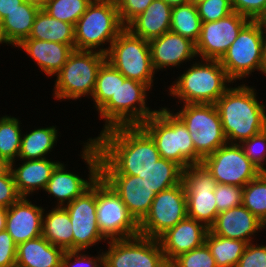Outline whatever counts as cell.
Listing matches in <instances>:
<instances>
[{
    "label": "cell",
    "instance_id": "6da1fadb",
    "mask_svg": "<svg viewBox=\"0 0 266 267\" xmlns=\"http://www.w3.org/2000/svg\"><path fill=\"white\" fill-rule=\"evenodd\" d=\"M100 152V175L137 176L161 156L151 136L140 126H117L91 136Z\"/></svg>",
    "mask_w": 266,
    "mask_h": 267
},
{
    "label": "cell",
    "instance_id": "7a4b0ae2",
    "mask_svg": "<svg viewBox=\"0 0 266 267\" xmlns=\"http://www.w3.org/2000/svg\"><path fill=\"white\" fill-rule=\"evenodd\" d=\"M233 85L215 105L227 142L240 144L266 129V103L258 100L255 86L247 82Z\"/></svg>",
    "mask_w": 266,
    "mask_h": 267
},
{
    "label": "cell",
    "instance_id": "3957f363",
    "mask_svg": "<svg viewBox=\"0 0 266 267\" xmlns=\"http://www.w3.org/2000/svg\"><path fill=\"white\" fill-rule=\"evenodd\" d=\"M189 66V67H188ZM168 86V96L178 104H215L234 83L219 60L196 58Z\"/></svg>",
    "mask_w": 266,
    "mask_h": 267
},
{
    "label": "cell",
    "instance_id": "277c9868",
    "mask_svg": "<svg viewBox=\"0 0 266 267\" xmlns=\"http://www.w3.org/2000/svg\"><path fill=\"white\" fill-rule=\"evenodd\" d=\"M170 109L168 105L159 107L140 126L154 140L161 158L175 162L183 170L202 163L203 158L195 151L189 131Z\"/></svg>",
    "mask_w": 266,
    "mask_h": 267
},
{
    "label": "cell",
    "instance_id": "5b68a950",
    "mask_svg": "<svg viewBox=\"0 0 266 267\" xmlns=\"http://www.w3.org/2000/svg\"><path fill=\"white\" fill-rule=\"evenodd\" d=\"M125 28L115 0H92L74 25L75 50L106 54Z\"/></svg>",
    "mask_w": 266,
    "mask_h": 267
},
{
    "label": "cell",
    "instance_id": "8992f818",
    "mask_svg": "<svg viewBox=\"0 0 266 267\" xmlns=\"http://www.w3.org/2000/svg\"><path fill=\"white\" fill-rule=\"evenodd\" d=\"M152 90L144 83L128 79L119 72V87L115 95L97 112L104 122L101 131L117 126L141 125L157 109L147 104Z\"/></svg>",
    "mask_w": 266,
    "mask_h": 267
},
{
    "label": "cell",
    "instance_id": "52a82bcc",
    "mask_svg": "<svg viewBox=\"0 0 266 267\" xmlns=\"http://www.w3.org/2000/svg\"><path fill=\"white\" fill-rule=\"evenodd\" d=\"M106 55L97 51L75 50L55 75L53 98L56 101H77L91 98L96 78Z\"/></svg>",
    "mask_w": 266,
    "mask_h": 267
},
{
    "label": "cell",
    "instance_id": "ba28073f",
    "mask_svg": "<svg viewBox=\"0 0 266 267\" xmlns=\"http://www.w3.org/2000/svg\"><path fill=\"white\" fill-rule=\"evenodd\" d=\"M79 157L82 158L87 165V178L83 175H77L75 171L68 170V163H59L47 183L45 194L51 199L54 198L55 205L52 207H64L72 202L75 198L81 196L90 188L93 182L100 175V152L96 144L92 140H83ZM82 153V154H81ZM87 163V164H86ZM48 194H47V193Z\"/></svg>",
    "mask_w": 266,
    "mask_h": 267
},
{
    "label": "cell",
    "instance_id": "9c48e42d",
    "mask_svg": "<svg viewBox=\"0 0 266 267\" xmlns=\"http://www.w3.org/2000/svg\"><path fill=\"white\" fill-rule=\"evenodd\" d=\"M105 55L106 60L126 78L142 82L152 90L157 73L152 66L149 41L125 28Z\"/></svg>",
    "mask_w": 266,
    "mask_h": 267
},
{
    "label": "cell",
    "instance_id": "30bf717a",
    "mask_svg": "<svg viewBox=\"0 0 266 267\" xmlns=\"http://www.w3.org/2000/svg\"><path fill=\"white\" fill-rule=\"evenodd\" d=\"M178 107L177 112L174 107L171 111L186 126L195 151L203 159L228 143L215 104H179Z\"/></svg>",
    "mask_w": 266,
    "mask_h": 267
},
{
    "label": "cell",
    "instance_id": "8fae6325",
    "mask_svg": "<svg viewBox=\"0 0 266 267\" xmlns=\"http://www.w3.org/2000/svg\"><path fill=\"white\" fill-rule=\"evenodd\" d=\"M264 37L265 31L255 21H249L219 60L234 83L246 82L256 71L260 74Z\"/></svg>",
    "mask_w": 266,
    "mask_h": 267
},
{
    "label": "cell",
    "instance_id": "7c38bea8",
    "mask_svg": "<svg viewBox=\"0 0 266 267\" xmlns=\"http://www.w3.org/2000/svg\"><path fill=\"white\" fill-rule=\"evenodd\" d=\"M96 217L99 231L107 241L140 235L139 223L100 175L96 179Z\"/></svg>",
    "mask_w": 266,
    "mask_h": 267
},
{
    "label": "cell",
    "instance_id": "4fadbf2b",
    "mask_svg": "<svg viewBox=\"0 0 266 267\" xmlns=\"http://www.w3.org/2000/svg\"><path fill=\"white\" fill-rule=\"evenodd\" d=\"M187 198V216L210 228L218 215L214 189L217 181L203 163L192 164L182 172Z\"/></svg>",
    "mask_w": 266,
    "mask_h": 267
},
{
    "label": "cell",
    "instance_id": "5bb4252c",
    "mask_svg": "<svg viewBox=\"0 0 266 267\" xmlns=\"http://www.w3.org/2000/svg\"><path fill=\"white\" fill-rule=\"evenodd\" d=\"M106 244L104 267H169L158 239L138 235Z\"/></svg>",
    "mask_w": 266,
    "mask_h": 267
},
{
    "label": "cell",
    "instance_id": "9a60e30c",
    "mask_svg": "<svg viewBox=\"0 0 266 267\" xmlns=\"http://www.w3.org/2000/svg\"><path fill=\"white\" fill-rule=\"evenodd\" d=\"M186 217L187 198L181 182L156 194L148 214L139 223L140 235L158 239Z\"/></svg>",
    "mask_w": 266,
    "mask_h": 267
},
{
    "label": "cell",
    "instance_id": "2e32d148",
    "mask_svg": "<svg viewBox=\"0 0 266 267\" xmlns=\"http://www.w3.org/2000/svg\"><path fill=\"white\" fill-rule=\"evenodd\" d=\"M202 163L217 184L244 187L261 173L246 156L240 144L227 143L206 156Z\"/></svg>",
    "mask_w": 266,
    "mask_h": 267
},
{
    "label": "cell",
    "instance_id": "e0dca14e",
    "mask_svg": "<svg viewBox=\"0 0 266 267\" xmlns=\"http://www.w3.org/2000/svg\"><path fill=\"white\" fill-rule=\"evenodd\" d=\"M72 223L73 250H87L108 241L101 235L96 217V180L81 196L64 206Z\"/></svg>",
    "mask_w": 266,
    "mask_h": 267
},
{
    "label": "cell",
    "instance_id": "ac0fdd59",
    "mask_svg": "<svg viewBox=\"0 0 266 267\" xmlns=\"http://www.w3.org/2000/svg\"><path fill=\"white\" fill-rule=\"evenodd\" d=\"M250 20L237 12L213 22H202L201 33L195 43L197 58L220 60L238 33Z\"/></svg>",
    "mask_w": 266,
    "mask_h": 267
},
{
    "label": "cell",
    "instance_id": "d6986e66",
    "mask_svg": "<svg viewBox=\"0 0 266 267\" xmlns=\"http://www.w3.org/2000/svg\"><path fill=\"white\" fill-rule=\"evenodd\" d=\"M149 47L152 66L156 73L167 71L166 69L172 71L174 67L181 68L184 63L189 64L197 58L195 43L171 31L150 40Z\"/></svg>",
    "mask_w": 266,
    "mask_h": 267
},
{
    "label": "cell",
    "instance_id": "ffe728a7",
    "mask_svg": "<svg viewBox=\"0 0 266 267\" xmlns=\"http://www.w3.org/2000/svg\"><path fill=\"white\" fill-rule=\"evenodd\" d=\"M36 204L28 197H21L7 208L5 230L17 245L42 235L45 207Z\"/></svg>",
    "mask_w": 266,
    "mask_h": 267
},
{
    "label": "cell",
    "instance_id": "44dd1931",
    "mask_svg": "<svg viewBox=\"0 0 266 267\" xmlns=\"http://www.w3.org/2000/svg\"><path fill=\"white\" fill-rule=\"evenodd\" d=\"M119 195L134 219L140 223L148 214L156 193L143 178L131 175H100Z\"/></svg>",
    "mask_w": 266,
    "mask_h": 267
},
{
    "label": "cell",
    "instance_id": "7402d4cb",
    "mask_svg": "<svg viewBox=\"0 0 266 267\" xmlns=\"http://www.w3.org/2000/svg\"><path fill=\"white\" fill-rule=\"evenodd\" d=\"M208 231L209 228L203 223L188 216L168 229L158 238L167 263L170 264L179 255L202 246Z\"/></svg>",
    "mask_w": 266,
    "mask_h": 267
},
{
    "label": "cell",
    "instance_id": "603a6c76",
    "mask_svg": "<svg viewBox=\"0 0 266 267\" xmlns=\"http://www.w3.org/2000/svg\"><path fill=\"white\" fill-rule=\"evenodd\" d=\"M209 230L224 238L252 243L260 233V220L243 205H240L218 213Z\"/></svg>",
    "mask_w": 266,
    "mask_h": 267
},
{
    "label": "cell",
    "instance_id": "cb8c5ba5",
    "mask_svg": "<svg viewBox=\"0 0 266 267\" xmlns=\"http://www.w3.org/2000/svg\"><path fill=\"white\" fill-rule=\"evenodd\" d=\"M60 162L63 161L53 160L51 157L11 162V172L19 195L30 198L36 192L38 195L39 190L44 192L52 172Z\"/></svg>",
    "mask_w": 266,
    "mask_h": 267
},
{
    "label": "cell",
    "instance_id": "d4e9b609",
    "mask_svg": "<svg viewBox=\"0 0 266 267\" xmlns=\"http://www.w3.org/2000/svg\"><path fill=\"white\" fill-rule=\"evenodd\" d=\"M23 50L46 76L54 77L67 62L75 44H63L33 38L23 40L17 47Z\"/></svg>",
    "mask_w": 266,
    "mask_h": 267
},
{
    "label": "cell",
    "instance_id": "484cf974",
    "mask_svg": "<svg viewBox=\"0 0 266 267\" xmlns=\"http://www.w3.org/2000/svg\"><path fill=\"white\" fill-rule=\"evenodd\" d=\"M172 6L165 0H154L126 28L135 36L150 41L170 31Z\"/></svg>",
    "mask_w": 266,
    "mask_h": 267
},
{
    "label": "cell",
    "instance_id": "4316f807",
    "mask_svg": "<svg viewBox=\"0 0 266 267\" xmlns=\"http://www.w3.org/2000/svg\"><path fill=\"white\" fill-rule=\"evenodd\" d=\"M64 253L41 235L17 245L15 267H61Z\"/></svg>",
    "mask_w": 266,
    "mask_h": 267
},
{
    "label": "cell",
    "instance_id": "83f0119b",
    "mask_svg": "<svg viewBox=\"0 0 266 267\" xmlns=\"http://www.w3.org/2000/svg\"><path fill=\"white\" fill-rule=\"evenodd\" d=\"M41 8L37 5L23 2L2 19V35L7 46L17 47L23 40L29 38L35 17Z\"/></svg>",
    "mask_w": 266,
    "mask_h": 267
},
{
    "label": "cell",
    "instance_id": "f1b7e54d",
    "mask_svg": "<svg viewBox=\"0 0 266 267\" xmlns=\"http://www.w3.org/2000/svg\"><path fill=\"white\" fill-rule=\"evenodd\" d=\"M59 128L56 125L38 127L22 133L18 160L49 158L59 140Z\"/></svg>",
    "mask_w": 266,
    "mask_h": 267
},
{
    "label": "cell",
    "instance_id": "f546056e",
    "mask_svg": "<svg viewBox=\"0 0 266 267\" xmlns=\"http://www.w3.org/2000/svg\"><path fill=\"white\" fill-rule=\"evenodd\" d=\"M45 208L42 236L64 251L73 250V230L70 216L64 207ZM47 209V211H46Z\"/></svg>",
    "mask_w": 266,
    "mask_h": 267
},
{
    "label": "cell",
    "instance_id": "4dcf8cb0",
    "mask_svg": "<svg viewBox=\"0 0 266 267\" xmlns=\"http://www.w3.org/2000/svg\"><path fill=\"white\" fill-rule=\"evenodd\" d=\"M29 38L75 44L74 25L51 17L41 8L35 17Z\"/></svg>",
    "mask_w": 266,
    "mask_h": 267
},
{
    "label": "cell",
    "instance_id": "1f68e13d",
    "mask_svg": "<svg viewBox=\"0 0 266 267\" xmlns=\"http://www.w3.org/2000/svg\"><path fill=\"white\" fill-rule=\"evenodd\" d=\"M205 244L214 257L217 267H236L248 243L224 238L209 230L206 234Z\"/></svg>",
    "mask_w": 266,
    "mask_h": 267
},
{
    "label": "cell",
    "instance_id": "d6a6232c",
    "mask_svg": "<svg viewBox=\"0 0 266 267\" xmlns=\"http://www.w3.org/2000/svg\"><path fill=\"white\" fill-rule=\"evenodd\" d=\"M183 169L173 161L160 158L145 173L138 174L146 184L158 194L160 191L178 185L182 182Z\"/></svg>",
    "mask_w": 266,
    "mask_h": 267
},
{
    "label": "cell",
    "instance_id": "836d02e7",
    "mask_svg": "<svg viewBox=\"0 0 266 267\" xmlns=\"http://www.w3.org/2000/svg\"><path fill=\"white\" fill-rule=\"evenodd\" d=\"M202 28L196 5L185 2L172 6L170 31L196 43Z\"/></svg>",
    "mask_w": 266,
    "mask_h": 267
},
{
    "label": "cell",
    "instance_id": "e575fe53",
    "mask_svg": "<svg viewBox=\"0 0 266 267\" xmlns=\"http://www.w3.org/2000/svg\"><path fill=\"white\" fill-rule=\"evenodd\" d=\"M19 118L3 115L0 119V157L10 163L18 160L23 127Z\"/></svg>",
    "mask_w": 266,
    "mask_h": 267
},
{
    "label": "cell",
    "instance_id": "d590c367",
    "mask_svg": "<svg viewBox=\"0 0 266 267\" xmlns=\"http://www.w3.org/2000/svg\"><path fill=\"white\" fill-rule=\"evenodd\" d=\"M119 87V71L107 60L99 69L94 92L91 96L93 108L99 111L115 95Z\"/></svg>",
    "mask_w": 266,
    "mask_h": 267
},
{
    "label": "cell",
    "instance_id": "8d00e7d4",
    "mask_svg": "<svg viewBox=\"0 0 266 267\" xmlns=\"http://www.w3.org/2000/svg\"><path fill=\"white\" fill-rule=\"evenodd\" d=\"M242 205L259 220L266 215V172L243 187Z\"/></svg>",
    "mask_w": 266,
    "mask_h": 267
},
{
    "label": "cell",
    "instance_id": "74e56055",
    "mask_svg": "<svg viewBox=\"0 0 266 267\" xmlns=\"http://www.w3.org/2000/svg\"><path fill=\"white\" fill-rule=\"evenodd\" d=\"M92 0H48L42 8L51 17L75 25Z\"/></svg>",
    "mask_w": 266,
    "mask_h": 267
},
{
    "label": "cell",
    "instance_id": "f35d334b",
    "mask_svg": "<svg viewBox=\"0 0 266 267\" xmlns=\"http://www.w3.org/2000/svg\"><path fill=\"white\" fill-rule=\"evenodd\" d=\"M169 267H217L214 257L208 246L204 243L187 253L176 257Z\"/></svg>",
    "mask_w": 266,
    "mask_h": 267
},
{
    "label": "cell",
    "instance_id": "ab89813d",
    "mask_svg": "<svg viewBox=\"0 0 266 267\" xmlns=\"http://www.w3.org/2000/svg\"><path fill=\"white\" fill-rule=\"evenodd\" d=\"M240 146L249 160L261 172H266V129L250 139L244 140Z\"/></svg>",
    "mask_w": 266,
    "mask_h": 267
},
{
    "label": "cell",
    "instance_id": "60d3db41",
    "mask_svg": "<svg viewBox=\"0 0 266 267\" xmlns=\"http://www.w3.org/2000/svg\"><path fill=\"white\" fill-rule=\"evenodd\" d=\"M97 253L91 255L88 250L65 251L61 267H104L103 251L99 249Z\"/></svg>",
    "mask_w": 266,
    "mask_h": 267
},
{
    "label": "cell",
    "instance_id": "b9f144b4",
    "mask_svg": "<svg viewBox=\"0 0 266 267\" xmlns=\"http://www.w3.org/2000/svg\"><path fill=\"white\" fill-rule=\"evenodd\" d=\"M202 22H213L233 12L231 0H204L196 5Z\"/></svg>",
    "mask_w": 266,
    "mask_h": 267
},
{
    "label": "cell",
    "instance_id": "7bdbcfd3",
    "mask_svg": "<svg viewBox=\"0 0 266 267\" xmlns=\"http://www.w3.org/2000/svg\"><path fill=\"white\" fill-rule=\"evenodd\" d=\"M243 187L217 184L214 189L218 212L242 205Z\"/></svg>",
    "mask_w": 266,
    "mask_h": 267
},
{
    "label": "cell",
    "instance_id": "ee69618b",
    "mask_svg": "<svg viewBox=\"0 0 266 267\" xmlns=\"http://www.w3.org/2000/svg\"><path fill=\"white\" fill-rule=\"evenodd\" d=\"M248 243L236 267H266V243Z\"/></svg>",
    "mask_w": 266,
    "mask_h": 267
},
{
    "label": "cell",
    "instance_id": "f6af8a7d",
    "mask_svg": "<svg viewBox=\"0 0 266 267\" xmlns=\"http://www.w3.org/2000/svg\"><path fill=\"white\" fill-rule=\"evenodd\" d=\"M120 20L126 27L135 17L143 13L154 0H115Z\"/></svg>",
    "mask_w": 266,
    "mask_h": 267
},
{
    "label": "cell",
    "instance_id": "bcb514c9",
    "mask_svg": "<svg viewBox=\"0 0 266 267\" xmlns=\"http://www.w3.org/2000/svg\"><path fill=\"white\" fill-rule=\"evenodd\" d=\"M20 198L10 170L5 176L0 177V207L9 208Z\"/></svg>",
    "mask_w": 266,
    "mask_h": 267
},
{
    "label": "cell",
    "instance_id": "7dc6e473",
    "mask_svg": "<svg viewBox=\"0 0 266 267\" xmlns=\"http://www.w3.org/2000/svg\"><path fill=\"white\" fill-rule=\"evenodd\" d=\"M17 244L5 230L0 232V267L16 266Z\"/></svg>",
    "mask_w": 266,
    "mask_h": 267
},
{
    "label": "cell",
    "instance_id": "c3c4849f",
    "mask_svg": "<svg viewBox=\"0 0 266 267\" xmlns=\"http://www.w3.org/2000/svg\"><path fill=\"white\" fill-rule=\"evenodd\" d=\"M233 12L255 21L266 6V0H231Z\"/></svg>",
    "mask_w": 266,
    "mask_h": 267
},
{
    "label": "cell",
    "instance_id": "681fc988",
    "mask_svg": "<svg viewBox=\"0 0 266 267\" xmlns=\"http://www.w3.org/2000/svg\"><path fill=\"white\" fill-rule=\"evenodd\" d=\"M24 0H0V16L3 19L13 9L19 7Z\"/></svg>",
    "mask_w": 266,
    "mask_h": 267
},
{
    "label": "cell",
    "instance_id": "f907efd6",
    "mask_svg": "<svg viewBox=\"0 0 266 267\" xmlns=\"http://www.w3.org/2000/svg\"><path fill=\"white\" fill-rule=\"evenodd\" d=\"M11 170V163L5 159L0 157V177L5 176Z\"/></svg>",
    "mask_w": 266,
    "mask_h": 267
},
{
    "label": "cell",
    "instance_id": "816d5d0a",
    "mask_svg": "<svg viewBox=\"0 0 266 267\" xmlns=\"http://www.w3.org/2000/svg\"><path fill=\"white\" fill-rule=\"evenodd\" d=\"M260 74L266 77V32H265V37H264V42H263V53H262V63H261Z\"/></svg>",
    "mask_w": 266,
    "mask_h": 267
},
{
    "label": "cell",
    "instance_id": "f5cc1de1",
    "mask_svg": "<svg viewBox=\"0 0 266 267\" xmlns=\"http://www.w3.org/2000/svg\"><path fill=\"white\" fill-rule=\"evenodd\" d=\"M255 22L266 32V6Z\"/></svg>",
    "mask_w": 266,
    "mask_h": 267
},
{
    "label": "cell",
    "instance_id": "db71d44e",
    "mask_svg": "<svg viewBox=\"0 0 266 267\" xmlns=\"http://www.w3.org/2000/svg\"><path fill=\"white\" fill-rule=\"evenodd\" d=\"M7 208L0 207V232L6 228Z\"/></svg>",
    "mask_w": 266,
    "mask_h": 267
},
{
    "label": "cell",
    "instance_id": "11a10c76",
    "mask_svg": "<svg viewBox=\"0 0 266 267\" xmlns=\"http://www.w3.org/2000/svg\"><path fill=\"white\" fill-rule=\"evenodd\" d=\"M25 2L37 5L40 8H43L48 0H24Z\"/></svg>",
    "mask_w": 266,
    "mask_h": 267
},
{
    "label": "cell",
    "instance_id": "9f6ffc18",
    "mask_svg": "<svg viewBox=\"0 0 266 267\" xmlns=\"http://www.w3.org/2000/svg\"><path fill=\"white\" fill-rule=\"evenodd\" d=\"M165 1H167L171 6H176L187 2V0H165Z\"/></svg>",
    "mask_w": 266,
    "mask_h": 267
},
{
    "label": "cell",
    "instance_id": "6f0895ef",
    "mask_svg": "<svg viewBox=\"0 0 266 267\" xmlns=\"http://www.w3.org/2000/svg\"><path fill=\"white\" fill-rule=\"evenodd\" d=\"M266 230V215L260 220V232Z\"/></svg>",
    "mask_w": 266,
    "mask_h": 267
},
{
    "label": "cell",
    "instance_id": "680465c9",
    "mask_svg": "<svg viewBox=\"0 0 266 267\" xmlns=\"http://www.w3.org/2000/svg\"><path fill=\"white\" fill-rule=\"evenodd\" d=\"M1 28H2V27H0V44H1V45H2V44H3V45L5 44V46H6L7 43H6V41L4 40V38H3ZM1 45H0V46H1Z\"/></svg>",
    "mask_w": 266,
    "mask_h": 267
},
{
    "label": "cell",
    "instance_id": "91938a15",
    "mask_svg": "<svg viewBox=\"0 0 266 267\" xmlns=\"http://www.w3.org/2000/svg\"><path fill=\"white\" fill-rule=\"evenodd\" d=\"M204 0H187V2L193 4V5H197L198 3L202 2Z\"/></svg>",
    "mask_w": 266,
    "mask_h": 267
},
{
    "label": "cell",
    "instance_id": "94428289",
    "mask_svg": "<svg viewBox=\"0 0 266 267\" xmlns=\"http://www.w3.org/2000/svg\"><path fill=\"white\" fill-rule=\"evenodd\" d=\"M0 27H2V18L0 16Z\"/></svg>",
    "mask_w": 266,
    "mask_h": 267
}]
</instances>
